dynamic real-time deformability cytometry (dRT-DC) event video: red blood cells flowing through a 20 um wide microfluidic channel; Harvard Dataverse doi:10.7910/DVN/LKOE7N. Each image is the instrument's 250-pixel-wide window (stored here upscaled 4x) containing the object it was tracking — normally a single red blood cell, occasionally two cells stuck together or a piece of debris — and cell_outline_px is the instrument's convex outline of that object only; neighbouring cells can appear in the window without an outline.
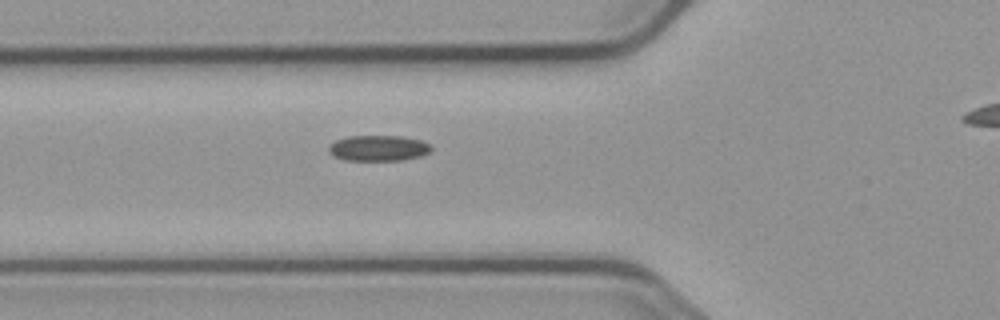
{"species": "common noctule bat (a hibernating species)", "species_latin": "Nyctalus noctula", "temperature_condition": "cold", "stored_images_in_passage": 7, "segment_of_instrument_passage": [1, 2], "camera_frame_rate_fps": 3000, "um_per_image_px": 0.085, "animal": {"sex": "male", "body_mass_g": 23.1, "forearm_length_mm": 52.7}, "frame": {"image": 1, "passage_image": 6, "time_ms": 6.0, "image_size_px": [1000, 320], "cell_outline_px": [[432, 148], [428, 152], [420, 156], [400, 160], [344, 160], [332, 156], [328, 152], [328, 148], [336, 140], [348, 136], [400, 136], [420, 140], [428, 144]], "centroid_in_image_um": [32.11, 12.59], "position_along_channel_um": 93.7, "area_um2": 15.2}}